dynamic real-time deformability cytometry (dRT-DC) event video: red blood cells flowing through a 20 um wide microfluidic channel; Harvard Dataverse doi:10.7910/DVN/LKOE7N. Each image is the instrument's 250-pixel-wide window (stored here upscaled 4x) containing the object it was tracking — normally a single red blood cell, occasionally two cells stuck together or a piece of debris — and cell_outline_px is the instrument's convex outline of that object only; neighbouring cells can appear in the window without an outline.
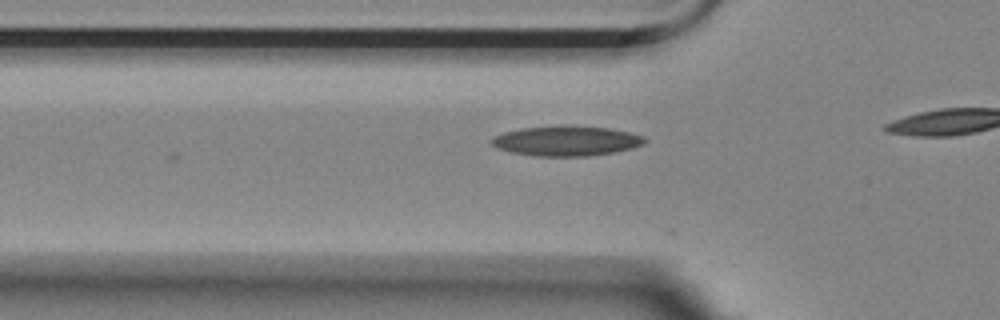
{"species": "Egyptian fruit bat (a non-hibernating species)", "species_latin": "Rousettus aegyptiacus", "temperature_condition": "room temperature", "stored_images_in_passage": 4, "camera_frame_rate_fps": 3000, "um_per_image_px": 0.085, "animal": {"sex": "female"}, "frame": {"image": 1, "passage_image": 3, "time_ms": 0.667, "image_size_px": [1000, 320], "cell_outline_px": [[648, 140], [644, 144], [632, 148], [612, 152], [588, 156], [536, 156], [512, 152], [496, 148], [488, 140], [492, 136], [504, 132], [520, 128], [608, 128], [628, 132], [644, 136]], "centroid_in_image_um": [48.11, 12.01], "position_along_channel_um": 77.7, "area_um2": 25.84}}